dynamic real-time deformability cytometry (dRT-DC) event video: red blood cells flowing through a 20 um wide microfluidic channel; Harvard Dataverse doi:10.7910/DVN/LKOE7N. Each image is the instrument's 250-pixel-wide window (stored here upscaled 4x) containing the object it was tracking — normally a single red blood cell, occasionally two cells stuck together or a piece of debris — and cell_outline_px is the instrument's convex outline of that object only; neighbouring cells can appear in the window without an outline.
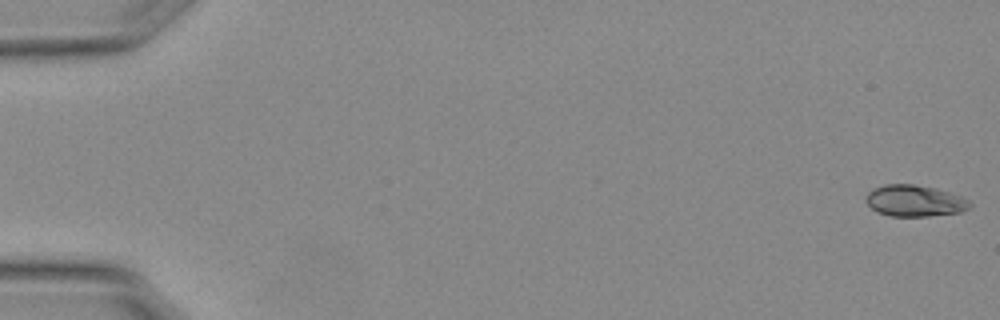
{"species": "Egyptian fruit bat (a non-hibernating species)", "species_latin": "Rousettus aegyptiacus", "temperature_condition": "warm", "stored_images_in_passage": 55, "camera_frame_rate_fps": 3000, "um_per_image_px": 0.085, "animal": {"sex": "female"}, "frame": {"image": 1, "passage_image": 1, "time_ms": 0.0, "image_size_px": [1000, 320], "cell_outline_px": [[972, 204], [968, 208], [960, 212], [928, 216], [888, 216], [876, 212], [864, 200], [864, 196], [872, 188], [884, 184], [912, 184], [936, 188], [960, 196], [968, 200]], "centroid_in_image_um": [77.68, 17.06], "position_along_channel_um": 7.3, "area_um2": 19.13}}
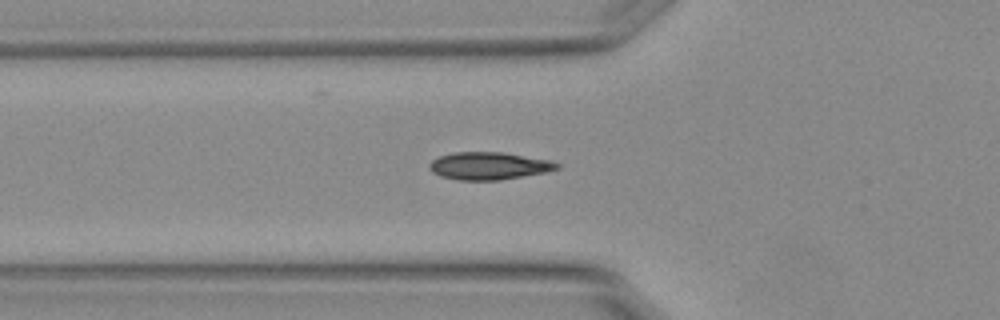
{"frame": {"image": 2, "passage_image": 20, "time_ms": 6.333, "image_size_px": [1000, 320], "cell_outline_px": [[560, 168], [548, 172], [500, 180], [456, 180], [440, 176], [432, 172], [428, 168], [428, 164], [432, 160], [440, 156], [456, 152], [504, 152], [552, 160], [560, 164]], "centroid_in_image_um": [41.58, 14.1], "position_along_channel_um": 84.2, "area_um2": 20.75}}
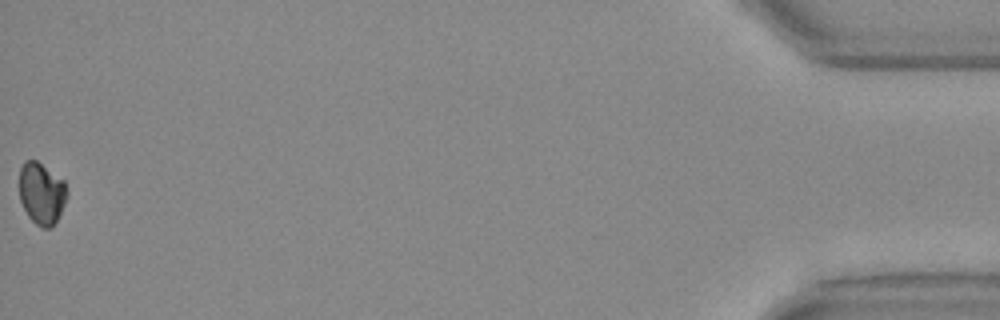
{"frame": {"image": 3, "passage_image": 55, "time_ms": 18.0, "image_size_px": [1000, 320], "cell_outline_px": [[68, 196], [56, 220], [48, 228], [44, 228], [36, 224], [28, 216], [20, 200], [20, 168], [24, 160], [36, 160], [64, 180], [68, 192]], "centroid_in_image_um": [3.54, 16.41], "position_along_channel_um": 431.7, "area_um2": 16.99}}